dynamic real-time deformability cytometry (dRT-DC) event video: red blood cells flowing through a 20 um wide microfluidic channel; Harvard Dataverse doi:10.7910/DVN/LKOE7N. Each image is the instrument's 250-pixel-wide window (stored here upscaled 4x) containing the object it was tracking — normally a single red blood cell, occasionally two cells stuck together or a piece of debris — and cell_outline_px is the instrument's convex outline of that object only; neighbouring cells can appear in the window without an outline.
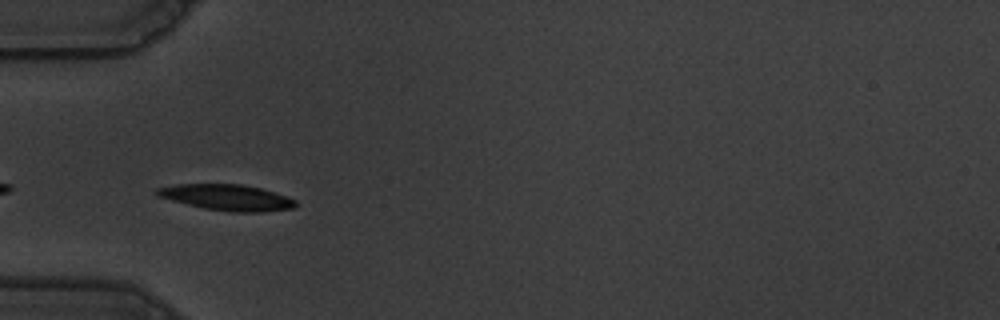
{"species": "common noctule bat (a hibernating species)", "species_latin": "Nyctalus noctula", "temperature_condition": "warm", "stored_images_in_passage": 39, "camera_frame_rate_fps": 3000, "um_per_image_px": 0.085, "animal": {"sex": "male", "body_mass_g": 19.5, "forearm_length_mm": 54.6}, "frame": {"image": 1, "passage_image": 2, "time_ms": 0.333, "image_size_px": [1000, 320], "cell_outline_px": [[300, 204], [296, 208], [260, 212], [228, 212], [204, 208], [156, 196], [156, 188], [176, 184], [240, 184], [260, 188], [296, 200]], "centroid_in_image_um": [19.31, 16.79], "position_along_channel_um": 65.7, "area_um2": 20.92}}
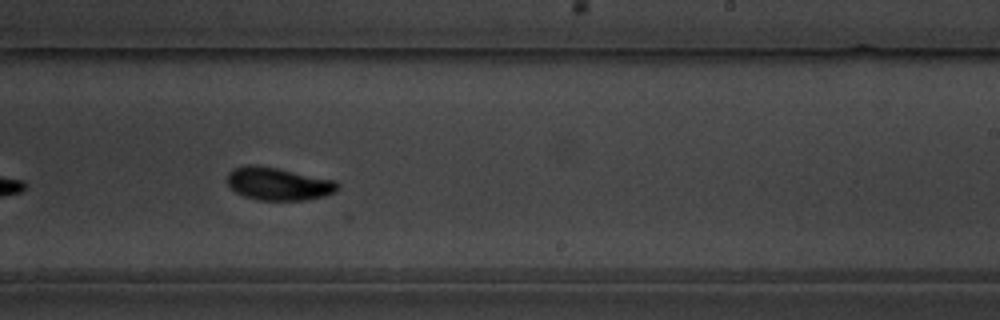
{"frame": {"image": 2, "passage_image": 19, "time_ms": 6.0, "image_size_px": [1000, 320], "cell_outline_px": [[340, 188], [336, 192], [324, 196], [304, 200], [260, 200], [244, 196], [236, 192], [228, 184], [228, 172], [232, 168], [248, 164], [256, 164], [276, 168], [332, 180], [340, 184]], "centroid_in_image_um": [23.64, 15.62], "position_along_channel_um": 265.4, "area_um2": 20.98}}
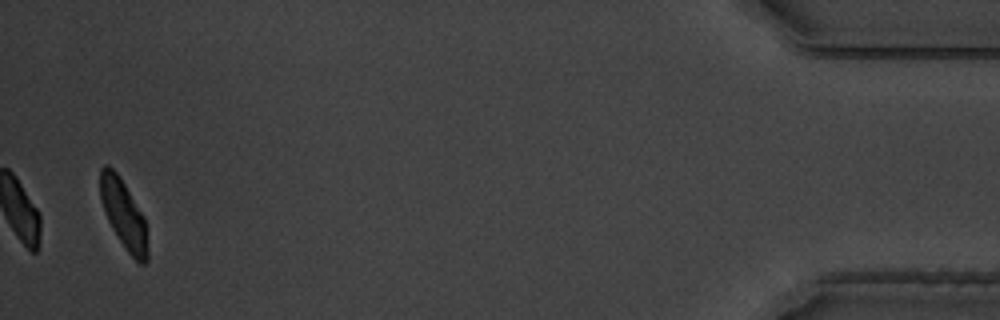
{"frame": {"image": 3, "passage_image": 39, "time_ms": 12.667, "image_size_px": [1000, 320], "cell_outline_px": [[148, 260], [144, 264], [140, 264], [128, 252], [112, 228], [108, 220], [100, 196], [100, 168], [104, 164], [108, 164], [116, 172], [124, 184], [144, 216], [148, 252]], "centroid_in_image_um": [10.51, 18.21], "position_along_channel_um": 424.7, "area_um2": 18.61}, "authors_computed_cell_mechanics": {"area_um2": 20.808, "velocity_mm_per_s": 3.5604, "shape_relaxation_time_tau1_ms": 3.3162, "shape_relaxation_time_tau2_ms": 2.8374, "deformation_change_tau1": 0.1526, "deformation_change_tau2": 0.0727}}